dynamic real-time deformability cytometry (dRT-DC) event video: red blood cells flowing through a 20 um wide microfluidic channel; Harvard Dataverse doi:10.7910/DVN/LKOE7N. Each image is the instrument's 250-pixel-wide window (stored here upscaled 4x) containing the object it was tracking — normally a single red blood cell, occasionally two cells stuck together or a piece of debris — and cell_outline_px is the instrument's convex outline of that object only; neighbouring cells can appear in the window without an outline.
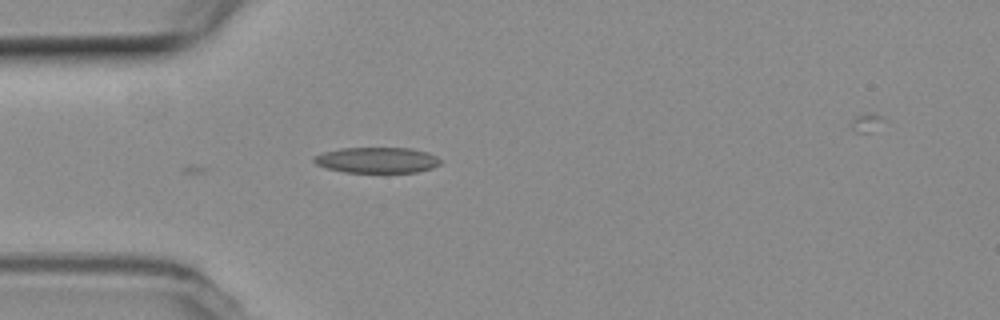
{"species": "common noctule bat (a hibernating species)", "species_latin": "Nyctalus noctula", "temperature_condition": "room temperature", "stored_images_in_passage": 5, "camera_frame_rate_fps": 3000, "um_per_image_px": 0.085, "animal": {"sex": "female", "body_mass_g": 19.3, "forearm_length_mm": 54.1}, "frame": {"image": 1, "passage_image": 1, "time_ms": 0.0, "image_size_px": [1000, 320], "cell_outline_px": [[444, 160], [440, 164], [432, 168], [416, 172], [344, 172], [328, 168], [316, 164], [312, 160], [312, 156], [324, 152], [340, 148], [412, 148], [428, 152]], "centroid_in_image_um": [32.07, 13.6], "position_along_channel_um": 52.9, "area_um2": 19.07}}
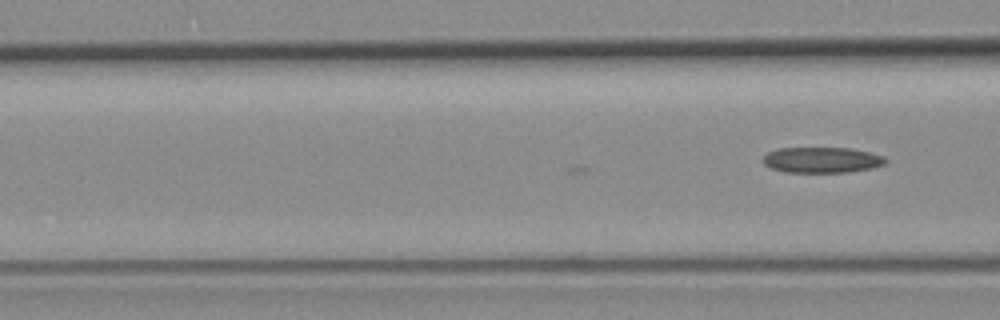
{"frame": {"image": 2, "passage_image": 5, "time_ms": 1.333, "image_size_px": [1000, 320], "cell_outline_px": [[888, 160], [884, 164], [872, 168], [848, 172], [784, 172], [768, 168], [760, 160], [768, 152], [776, 148], [852, 148], [884, 156]], "centroid_in_image_um": [69.81, 13.6], "position_along_channel_um": 96.8, "area_um2": 18.55}}